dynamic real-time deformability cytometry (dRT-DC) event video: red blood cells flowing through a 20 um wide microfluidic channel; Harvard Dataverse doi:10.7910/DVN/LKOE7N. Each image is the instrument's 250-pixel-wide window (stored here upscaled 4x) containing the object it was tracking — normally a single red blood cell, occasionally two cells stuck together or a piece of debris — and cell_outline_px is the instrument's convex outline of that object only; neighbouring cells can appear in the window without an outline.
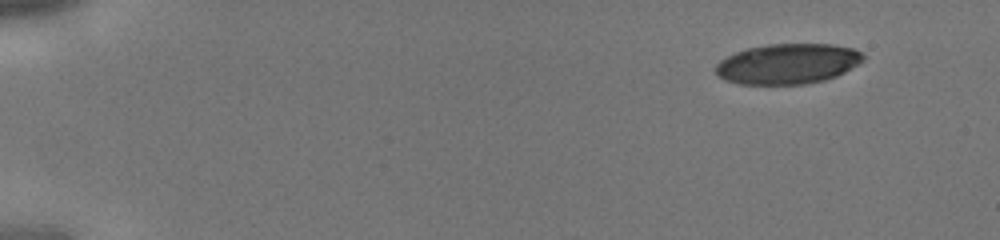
{"species": "human", "species_latin": "Homo sapiens", "temperature_condition": "cold", "stored_images_in_passage": 21, "camera_frame_rate_fps": 3000, "um_per_image_px": 0.085, "donor": {"sex": "male"}, "frame": {"image": 1, "passage_image": 1, "time_ms": 0.0, "image_size_px": [1000, 240], "cell_outline_px": [[864, 60], [844, 72], [836, 76], [824, 80], [804, 84], [740, 84], [724, 80], [716, 72], [716, 64], [724, 56], [748, 48], [768, 44], [832, 44], [856, 48], [864, 56]], "centroid_in_image_um": [66.95, 5.41], "position_along_channel_um": 18.0, "area_um2": 34.68}}
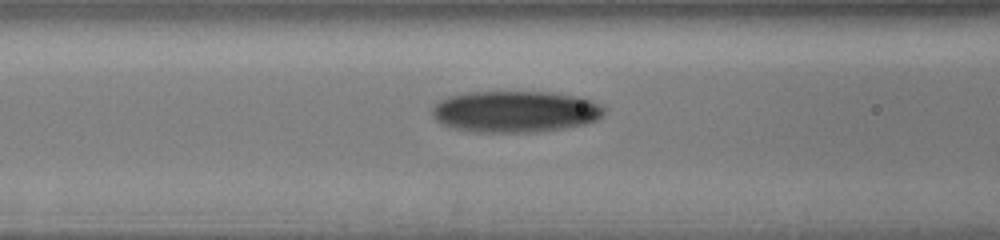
{"frame": {"image": 2, "passage_image": 12, "time_ms": 3.667, "image_size_px": [1000, 240], "cell_outline_px": [[604, 116], [596, 120], [584, 124], [564, 128], [536, 132], [472, 132], [456, 128], [444, 124], [436, 120], [432, 112], [432, 104], [448, 96], [468, 92], [552, 92], [584, 96], [600, 104], [604, 108]], "centroid_in_image_um": [43.83, 9.47], "position_along_channel_um": 122.8, "area_um2": 41.96}}
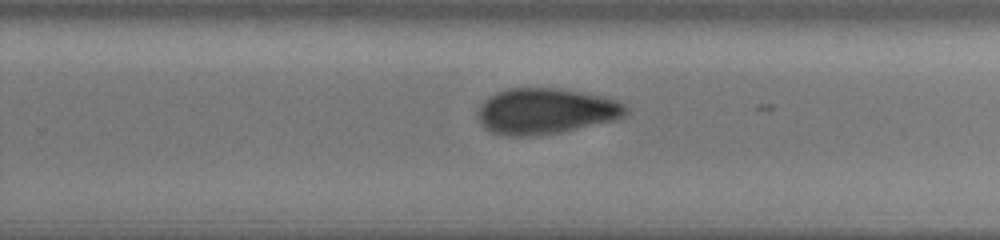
{"frame": {"image": 3, "passage_image": 21, "time_ms": 6.667, "image_size_px": [1000, 240], "cell_outline_px": [[628, 112], [624, 116], [616, 120], [560, 132], [536, 136], [508, 136], [492, 132], [484, 128], [480, 124], [476, 112], [480, 104], [488, 96], [496, 92], [508, 88], [556, 88], [608, 96], [620, 100], [628, 108]], "centroid_in_image_um": [46.39, 9.44], "position_along_channel_um": 283.4, "area_um2": 40.17}}